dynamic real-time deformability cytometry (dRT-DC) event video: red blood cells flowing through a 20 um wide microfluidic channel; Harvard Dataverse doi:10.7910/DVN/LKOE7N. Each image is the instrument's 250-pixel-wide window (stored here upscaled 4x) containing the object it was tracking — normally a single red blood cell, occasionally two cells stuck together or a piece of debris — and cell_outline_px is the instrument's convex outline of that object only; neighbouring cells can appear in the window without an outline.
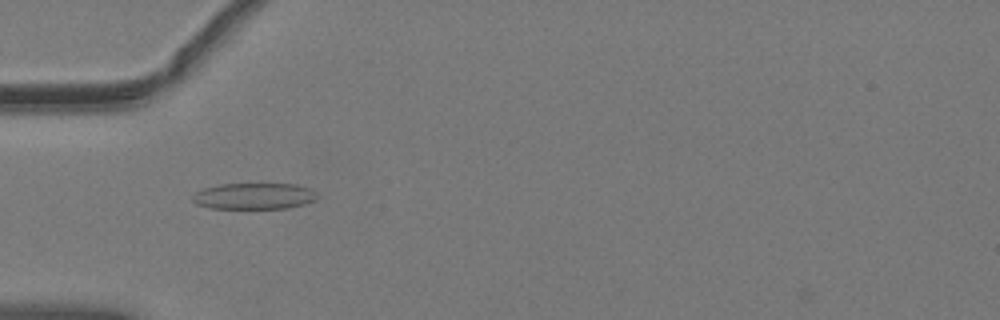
{"species": "common noctule bat (a hibernating species)", "species_latin": "Nyctalus noctula", "temperature_condition": "warm", "stored_images_in_passage": 51, "camera_frame_rate_fps": 3000, "um_per_image_px": 0.085, "animal": {"sex": "male", "body_mass_g": 19.2, "forearm_length_mm": 51.8}, "frame": {"image": 1, "passage_image": 17, "time_ms": 5.333, "image_size_px": [1000, 320], "cell_outline_px": [[316, 200], [304, 204], [288, 208], [212, 208], [196, 204], [192, 200], [192, 196], [196, 192], [204, 188], [220, 184], [296, 184], [312, 188], [316, 192]], "centroid_in_image_um": [21.62, 16.66], "position_along_channel_um": 63.4, "area_um2": 19.07}}
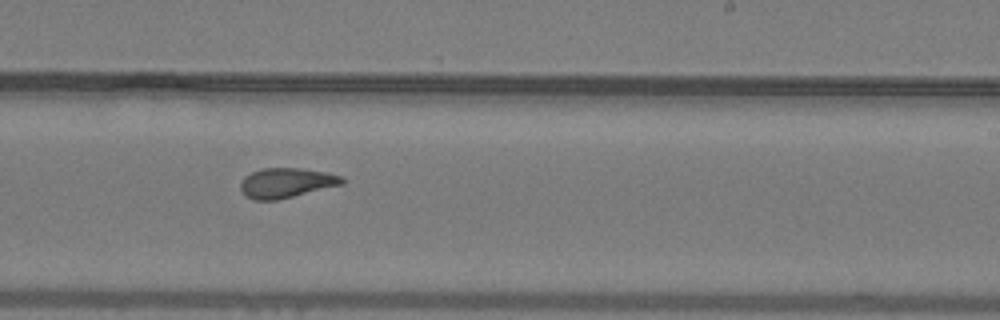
{"frame": {"image": 2, "passage_image": 32, "time_ms": 10.333, "image_size_px": [1000, 320], "cell_outline_px": [[344, 184], [276, 200], [252, 200], [240, 188], [240, 184], [244, 176], [260, 168], [300, 168], [324, 172], [340, 176], [344, 180]], "centroid_in_image_um": [24.31, 15.54], "position_along_channel_um": 264.7, "area_um2": 17.46}}
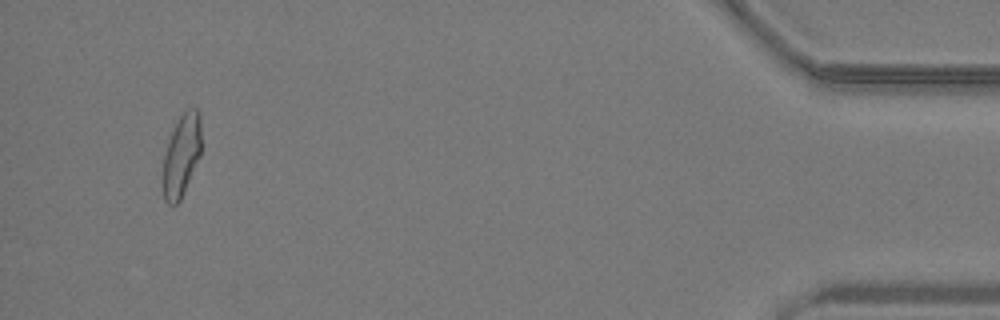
{"frame": {"image": 3, "passage_image": 49, "time_ms": 16.0, "image_size_px": [1000, 320], "cell_outline_px": [[200, 156], [180, 200], [176, 204], [168, 204], [164, 200], [160, 180], [164, 156], [168, 140], [180, 116], [188, 108], [196, 108], [200, 112]], "centroid_in_image_um": [15.39, 13.25], "position_along_channel_um": 419.8, "area_um2": 18.55}, "authors_computed_cell_mechanics": {"area_um2": 18.496, "velocity_mm_per_s": 4.0606, "shape_relaxation_time_tau1_ms": null, "shape_relaxation_time_tau2_ms": 1.8406, "deformation_change_tau1": null, "deformation_change_tau2": 0.0956}}